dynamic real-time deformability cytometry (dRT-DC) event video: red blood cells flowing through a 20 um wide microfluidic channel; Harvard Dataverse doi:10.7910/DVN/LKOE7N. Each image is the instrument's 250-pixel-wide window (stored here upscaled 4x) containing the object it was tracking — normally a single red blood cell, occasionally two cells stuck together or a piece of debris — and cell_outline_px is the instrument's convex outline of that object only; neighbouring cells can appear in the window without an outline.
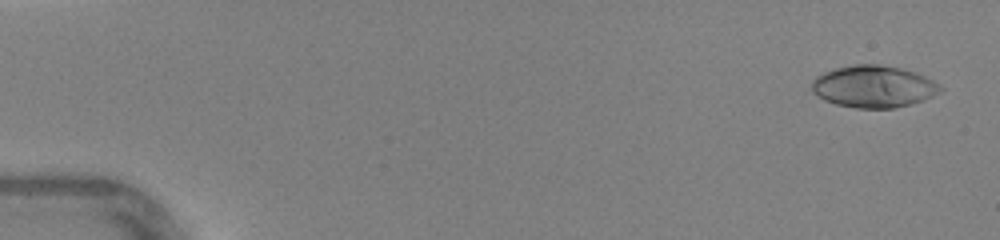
{"species": "human", "species_latin": "Homo sapiens", "temperature_condition": "warm", "stored_images_in_passage": 46, "camera_frame_rate_fps": 3000, "um_per_image_px": 0.085, "donor": {"sex": "female"}, "frame": {"image": 1, "passage_image": 2, "time_ms": 0.333, "image_size_px": [1000, 240], "cell_outline_px": [[944, 88], [940, 92], [924, 100], [912, 104], [892, 108], [856, 108], [836, 104], [824, 100], [816, 96], [812, 92], [812, 80], [816, 76], [832, 68], [852, 64], [880, 64], [900, 68], [916, 72], [940, 84]], "centroid_in_image_um": [74.24, 7.35], "position_along_channel_um": 10.8, "area_um2": 31.79}}
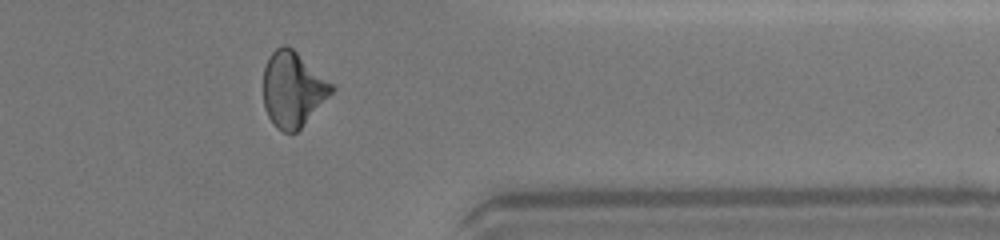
{"frame": {"image": 2, "passage_image": 38, "time_ms": 12.333, "image_size_px": [1000, 240], "cell_outline_px": [[336, 88], [300, 128], [296, 132], [284, 132], [276, 128], [268, 116], [264, 108], [264, 68], [272, 52], [276, 48], [284, 44], [292, 48], [332, 84]], "centroid_in_image_um": [24.87, 7.6], "position_along_channel_um": 386.5, "area_um2": 29.3}}
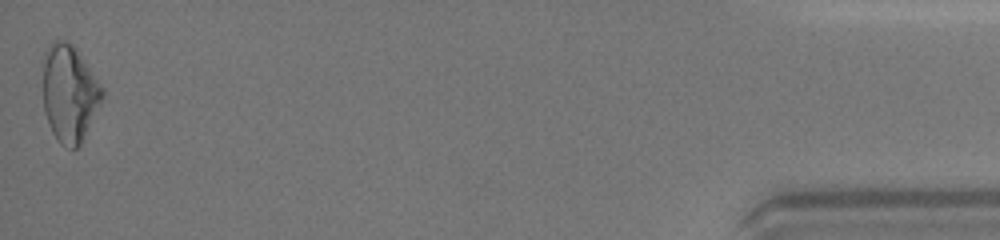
{"frame": {"image": 3, "passage_image": 46, "time_ms": 15.0, "image_size_px": [1000, 240], "cell_outline_px": [[104, 96], [80, 144], [76, 148], [64, 148], [60, 144], [52, 132], [48, 124], [44, 112], [40, 60], [44, 52], [52, 40], [68, 40], [76, 48], [104, 88]], "centroid_in_image_um": [5.84, 7.88], "position_along_channel_um": 429.4, "area_um2": 34.45}, "authors_computed_cell_mechanics": {"area_um2": 29.9404, "velocity_mm_per_s": 4.4075, "shape_relaxation_time_tau1_ms": 9.3249, "shape_relaxation_time_tau2_ms": 1.5663, "deformation_change_tau1": 0.2752, "deformation_change_tau2": 0.0719}}